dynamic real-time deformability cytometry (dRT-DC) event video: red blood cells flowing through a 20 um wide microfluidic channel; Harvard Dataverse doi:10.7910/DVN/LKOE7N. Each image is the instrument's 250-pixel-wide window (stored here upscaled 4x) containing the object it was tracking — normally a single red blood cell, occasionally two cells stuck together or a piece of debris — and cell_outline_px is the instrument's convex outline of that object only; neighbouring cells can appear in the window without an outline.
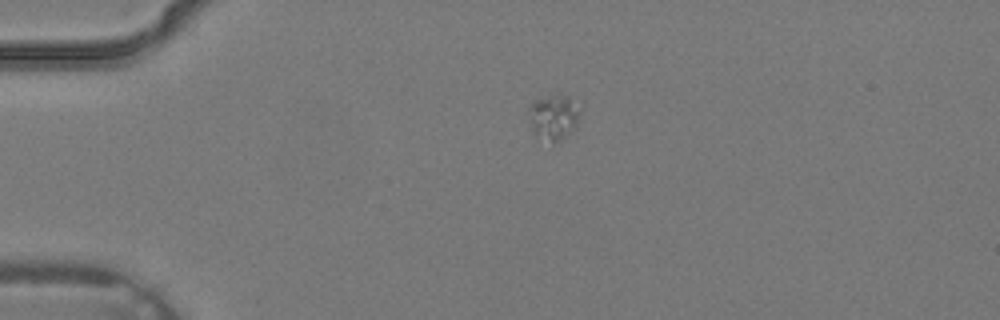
{"species": "common noctule bat (a hibernating species)", "species_latin": "Nyctalus noctula", "temperature_condition": "warm", "stored_images_in_passage": 2, "camera_frame_rate_fps": 3000, "um_per_image_px": 0.085, "animal": {"sex": "male", "body_mass_g": 19.2, "forearm_length_mm": 51.8}, "frame": {"image": 1, "passage_image": 1, "time_ms": 0.0, "image_size_px": [1000, 320], "cell_outline_px": [[580, 108], [576, 124], [560, 140], [552, 144], [536, 136], [532, 132], [528, 108], [536, 100], [552, 92], [568, 96]], "centroid_in_image_um": [47.01, 9.92], "position_along_channel_um": 38.0, "area_um2": 13.53}}